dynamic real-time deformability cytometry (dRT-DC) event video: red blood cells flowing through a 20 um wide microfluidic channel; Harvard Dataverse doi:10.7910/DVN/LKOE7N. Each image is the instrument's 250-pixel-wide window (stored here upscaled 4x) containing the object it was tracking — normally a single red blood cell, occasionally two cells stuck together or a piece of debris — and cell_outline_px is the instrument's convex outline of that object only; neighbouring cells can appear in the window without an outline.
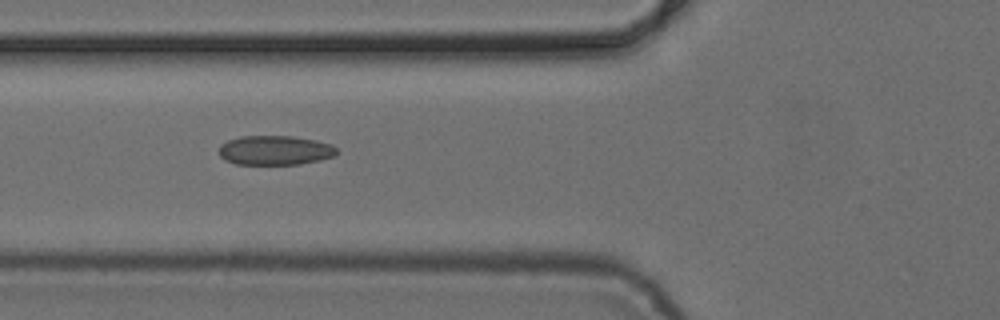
{"species": "common noctule bat (a hibernating species)", "species_latin": "Nyctalus noctula", "temperature_condition": "cold", "stored_images_in_passage": 3, "camera_frame_rate_fps": 3000, "um_per_image_px": 0.085, "animal": {"sex": "female", "body_mass_g": 24.6, "forearm_length_mm": 56.2}, "frame": {"image": 1, "passage_image": 3, "time_ms": 2.333, "image_size_px": [1000, 320], "cell_outline_px": [[340, 152], [332, 156], [320, 160], [300, 164], [236, 164], [224, 160], [220, 156], [220, 144], [228, 140], [240, 136], [292, 136], [316, 140], [332, 144]], "centroid_in_image_um": [23.38, 12.77], "position_along_channel_um": 102.4, "area_um2": 20.29}}